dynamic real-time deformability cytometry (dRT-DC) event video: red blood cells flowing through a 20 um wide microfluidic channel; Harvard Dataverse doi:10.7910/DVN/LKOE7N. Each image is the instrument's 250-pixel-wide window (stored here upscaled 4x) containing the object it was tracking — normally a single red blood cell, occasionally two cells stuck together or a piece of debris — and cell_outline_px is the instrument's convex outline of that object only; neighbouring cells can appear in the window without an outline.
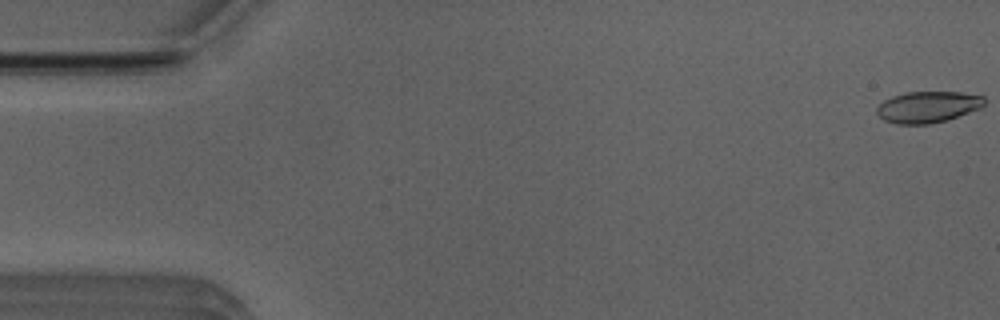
{"species": "Egyptian fruit bat (a non-hibernating species)", "species_latin": "Rousettus aegyptiacus", "temperature_condition": "room temperature", "stored_images_in_passage": 49, "camera_frame_rate_fps": 3000, "um_per_image_px": 0.085, "animal": {"sex": "male"}, "frame": {"image": 1, "passage_image": 1, "time_ms": 0.0, "image_size_px": [1000, 320], "cell_outline_px": [[984, 104], [980, 108], [944, 120], [928, 124], [896, 124], [884, 120], [876, 112], [876, 108], [884, 100], [892, 96], [904, 92], [960, 92], [984, 96]], "centroid_in_image_um": [78.83, 9.08], "position_along_channel_um": 6.2, "area_um2": 19.42}}
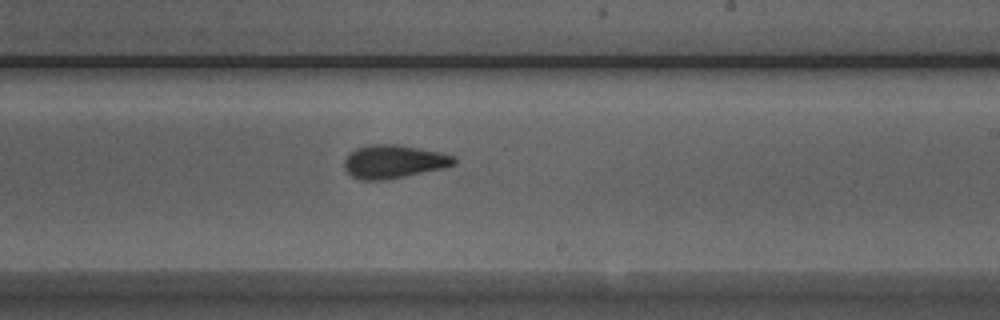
{"frame": {"image": 2, "passage_image": 31, "time_ms": 10.0, "image_size_px": [1000, 320], "cell_outline_px": [[456, 164], [444, 168], [384, 180], [360, 180], [352, 176], [344, 168], [344, 160], [348, 152], [356, 148], [368, 144], [396, 144], [440, 152], [456, 156]], "centroid_in_image_um": [33.45, 13.72], "position_along_channel_um": 255.6, "area_um2": 21.44}}
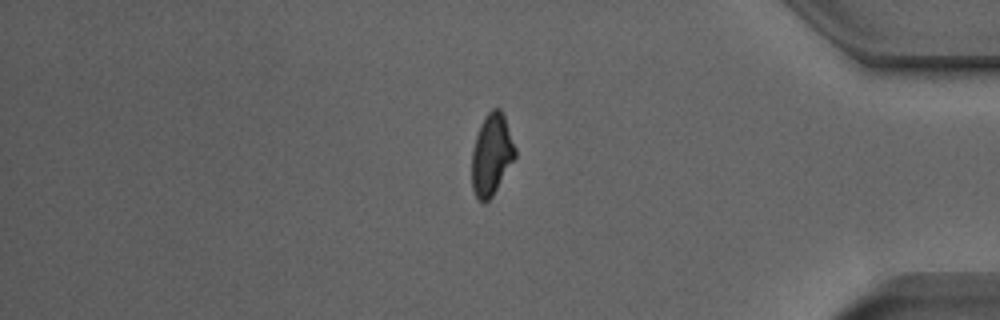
{"frame": {"image": 3, "passage_image": 44, "time_ms": 14.333, "image_size_px": [1000, 320], "cell_outline_px": [[516, 156], [492, 196], [484, 204], [476, 196], [472, 188], [472, 152], [476, 136], [480, 124], [484, 116], [492, 108], [500, 108], [504, 116], [516, 148]], "centroid_in_image_um": [41.78, 13.12], "position_along_channel_um": 393.4, "area_um2": 20.4}, "authors_computed_cell_mechanics": {"area_um2": 20.6924, "velocity_mm_per_s": 3.9208, "shape_relaxation_time_tau1_ms": 8.5145, "shape_relaxation_time_tau2_ms": 2.097, "deformation_change_tau1": 0.224, "deformation_change_tau2": 0.09}}